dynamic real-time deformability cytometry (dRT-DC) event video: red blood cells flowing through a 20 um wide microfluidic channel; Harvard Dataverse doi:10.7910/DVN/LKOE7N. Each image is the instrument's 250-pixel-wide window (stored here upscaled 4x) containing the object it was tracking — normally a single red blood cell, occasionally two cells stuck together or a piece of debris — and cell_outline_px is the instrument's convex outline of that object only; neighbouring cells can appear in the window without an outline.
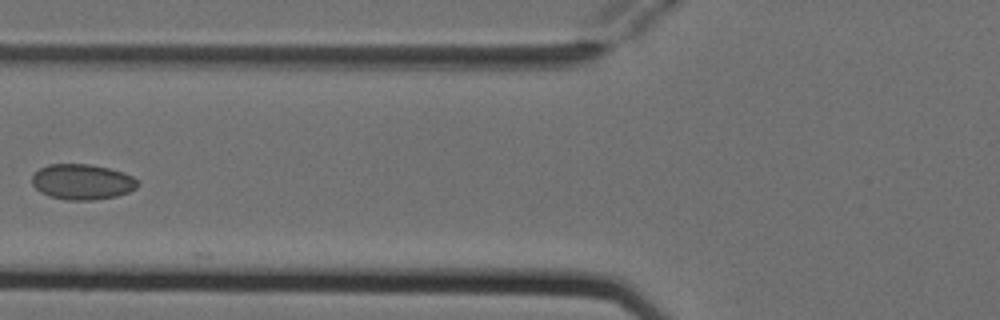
{"species": "Egyptian fruit bat (a non-hibernating species)", "species_latin": "Rousettus aegyptiacus", "temperature_condition": "cold", "stored_images_in_passage": 8, "camera_frame_rate_fps": 3000, "um_per_image_px": 0.085, "animal": {"sex": "female"}, "frame": {"image": 1, "passage_image": 7, "time_ms": 2.0, "image_size_px": [1000, 320], "cell_outline_px": [[136, 188], [128, 192], [116, 196], [96, 200], [68, 200], [48, 196], [40, 192], [32, 184], [32, 176], [40, 168], [48, 164], [88, 164], [108, 168], [132, 176], [136, 180]], "centroid_in_image_um": [6.94, 15.46], "position_along_channel_um": 118.9, "area_um2": 21.68}}
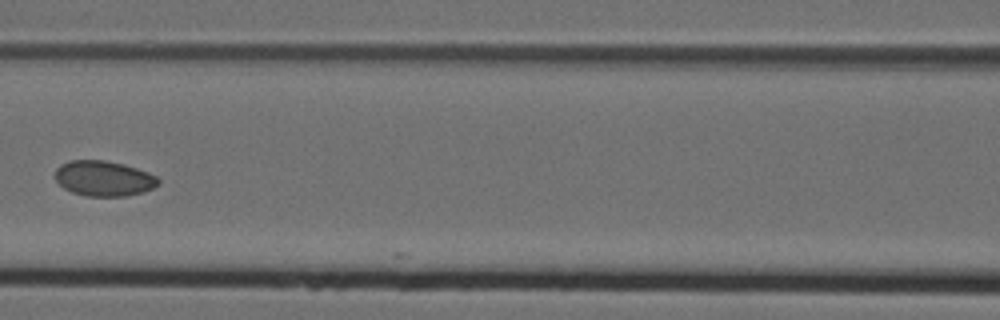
{"frame": {"image": 2, "passage_image": 8, "time_ms": 2.333, "image_size_px": [1000, 320], "cell_outline_px": [[160, 184], [144, 192], [124, 196], [88, 196], [72, 192], [64, 188], [56, 180], [56, 168], [60, 164], [68, 160], [104, 160], [124, 164], [148, 172], [156, 176], [160, 180]], "centroid_in_image_um": [8.83, 15.16], "position_along_channel_um": 157.8, "area_um2": 21.27}}